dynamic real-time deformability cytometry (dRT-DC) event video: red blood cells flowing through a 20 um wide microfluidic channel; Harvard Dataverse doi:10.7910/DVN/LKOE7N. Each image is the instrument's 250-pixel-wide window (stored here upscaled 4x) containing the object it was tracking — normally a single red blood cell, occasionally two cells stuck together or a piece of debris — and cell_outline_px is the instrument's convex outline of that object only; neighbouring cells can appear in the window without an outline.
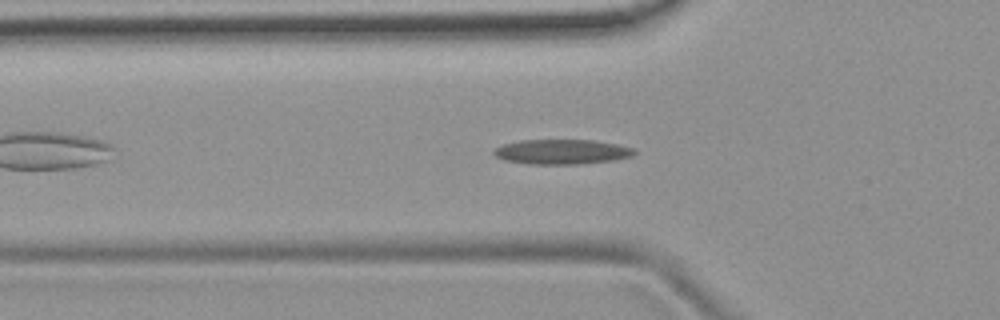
{"species": "common noctule bat (a hibernating species)", "species_latin": "Nyctalus noctula", "temperature_condition": "room temperature", "stored_images_in_passage": 31, "camera_frame_rate_fps": 3000, "um_per_image_px": 0.085, "animal": {"sex": "female", "body_mass_g": 19.9}, "frame": {"image": 1, "passage_image": 6, "time_ms": 1.667, "image_size_px": [1000, 320], "cell_outline_px": [[636, 152], [632, 156], [612, 160], [576, 164], [532, 164], [504, 160], [496, 156], [492, 152], [496, 148], [504, 144], [520, 140], [596, 140], [616, 144], [632, 148]], "centroid_in_image_um": [47.74, 12.9], "position_along_channel_um": 78.1, "area_um2": 20.11}}
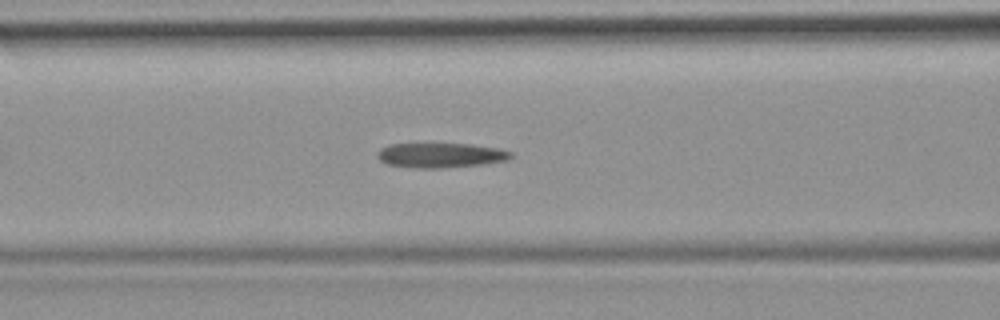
{"frame": {"image": 2, "passage_image": 10, "time_ms": 3.0, "image_size_px": [1000, 320], "cell_outline_px": [[512, 156], [508, 160], [480, 164], [440, 168], [420, 168], [388, 164], [380, 160], [376, 156], [376, 152], [380, 148], [388, 144], [472, 144], [496, 148], [512, 152]], "centroid_in_image_um": [37.42, 13.19], "position_along_channel_um": 129.2, "area_um2": 19.07}}
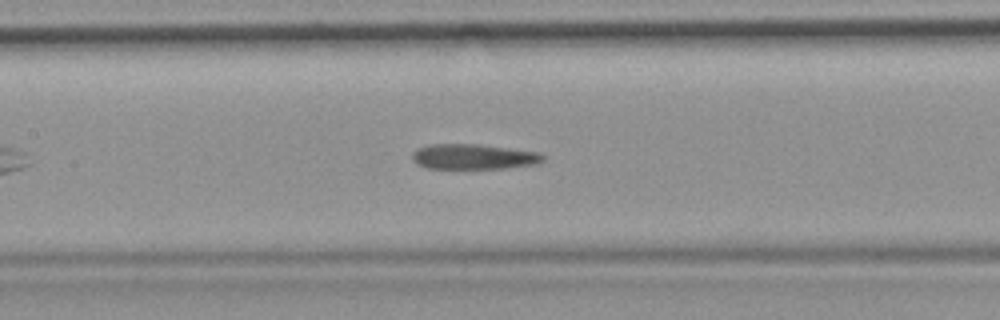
{"frame": {"image": 3, "passage_image": 13, "time_ms": 4.0, "image_size_px": [1000, 320], "cell_outline_px": [[544, 160], [540, 164], [504, 168], [428, 168], [416, 164], [412, 160], [412, 152], [428, 144], [480, 144], [540, 152], [544, 156]], "centroid_in_image_um": [40.28, 13.31], "position_along_channel_um": 167.1, "area_um2": 19.36}, "authors_computed_cell_mechanics": {"area_um2": 20.1144, "velocity_mm_per_s": 3.816, "shape_relaxation_time_tau1_ms": null, "shape_relaxation_time_tau2_ms": 3.7357, "deformation_change_tau1": null, "deformation_change_tau2": 0.0938}}